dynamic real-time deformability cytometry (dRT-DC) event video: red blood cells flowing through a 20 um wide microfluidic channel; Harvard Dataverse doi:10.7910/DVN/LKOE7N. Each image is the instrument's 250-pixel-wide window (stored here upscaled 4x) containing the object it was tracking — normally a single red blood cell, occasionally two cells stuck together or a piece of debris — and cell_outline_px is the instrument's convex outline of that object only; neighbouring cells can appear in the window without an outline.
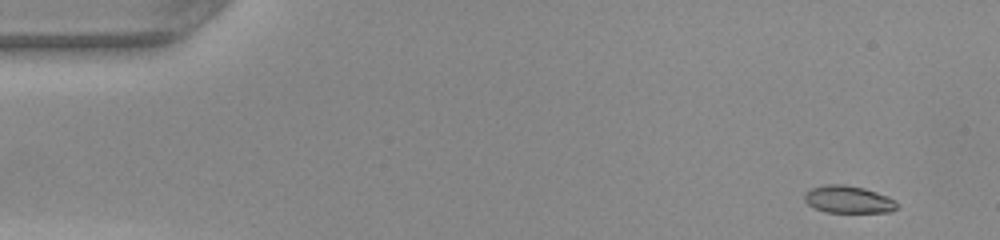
{"species": "common noctule bat (a hibernating species)", "species_latin": "Nyctalus noctula", "temperature_condition": "warm", "stored_images_in_passage": 48, "camera_frame_rate_fps": 3000, "um_per_image_px": 0.085, "animal": {"sex": "female", "body_mass_g": 22.0, "forearm_length_mm": 56.7}, "frame": {"image": 1, "passage_image": 1, "time_ms": 0.0, "image_size_px": [1000, 240], "cell_outline_px": [[896, 208], [892, 212], [824, 212], [808, 204], [804, 200], [804, 192], [812, 188], [824, 184], [844, 184], [864, 188], [888, 196], [896, 200]], "centroid_in_image_um": [72.09, 16.95], "position_along_channel_um": 12.9, "area_um2": 14.8}}
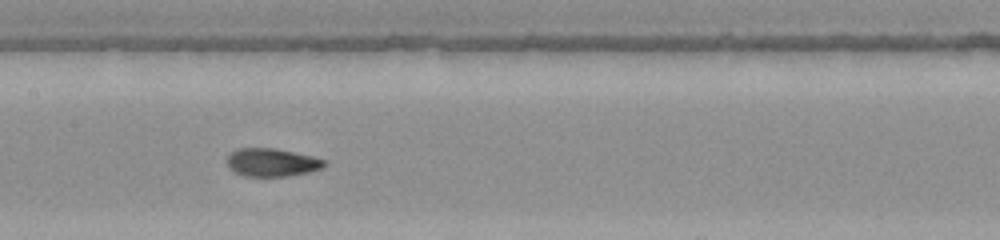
{"frame": {"image": 2, "passage_image": 22, "time_ms": 7.0, "image_size_px": [1000, 240], "cell_outline_px": [[324, 168], [308, 172], [288, 176], [244, 176], [228, 168], [228, 156], [232, 152], [240, 148], [276, 148], [312, 156], [324, 160]], "centroid_in_image_um": [23.11, 13.8], "position_along_channel_um": 184.3, "area_um2": 15.78}}
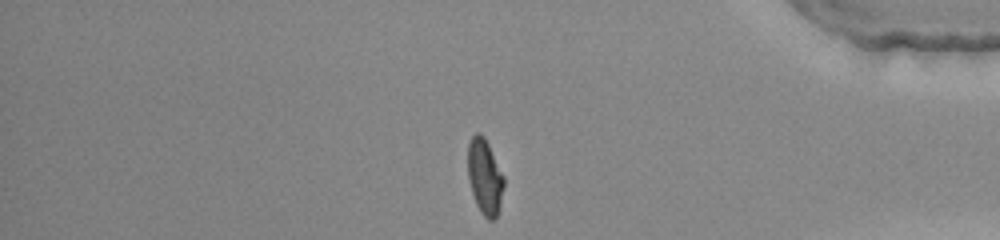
{"frame": {"image": 3, "passage_image": 39, "time_ms": 12.667, "image_size_px": [1000, 240], "cell_outline_px": [[504, 184], [500, 204], [496, 220], [488, 220], [480, 212], [476, 204], [468, 180], [468, 144], [472, 136], [476, 132], [480, 132], [484, 136], [504, 176]], "centroid_in_image_um": [41.2, 15.03], "position_along_channel_um": 394.0, "area_um2": 15.9}, "authors_computed_cell_mechanics": {"area_um2": 15.7794, "velocity_mm_per_s": 4.2002, "shape_relaxation_time_tau1_ms": 4.5576, "shape_relaxation_time_tau2_ms": 1.1927, "deformation_change_tau1": 0.2727, "deformation_change_tau2": 0.0625}}